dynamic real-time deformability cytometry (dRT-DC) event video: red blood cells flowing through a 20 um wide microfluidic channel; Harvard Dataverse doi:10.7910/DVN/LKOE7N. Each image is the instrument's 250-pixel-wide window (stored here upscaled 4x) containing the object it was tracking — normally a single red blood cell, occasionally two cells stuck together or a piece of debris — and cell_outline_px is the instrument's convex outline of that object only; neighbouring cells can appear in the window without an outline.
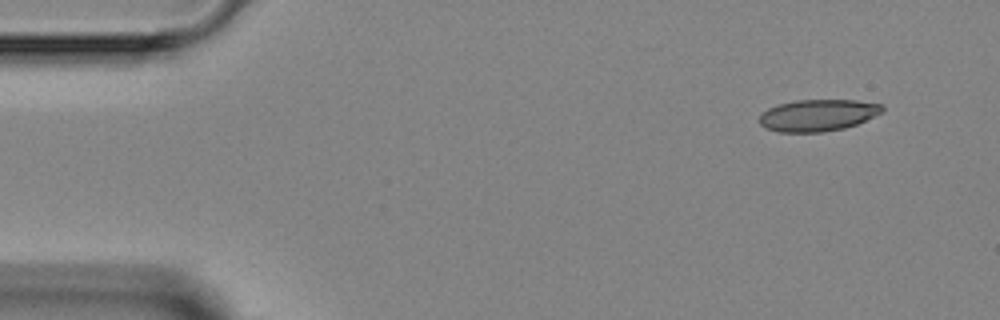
{"species": "Egyptian fruit bat (a non-hibernating species)", "species_latin": "Rousettus aegyptiacus", "temperature_condition": "room temperature", "stored_images_in_passage": 4, "camera_frame_rate_fps": 3000, "um_per_image_px": 0.085, "animal": {"sex": "female"}, "frame": {"image": 1, "passage_image": 1, "time_ms": 0.0, "image_size_px": [1000, 320], "cell_outline_px": [[884, 112], [856, 124], [844, 128], [824, 132], [776, 132], [764, 128], [760, 124], [760, 116], [768, 108], [776, 104], [796, 100], [856, 100], [884, 104]], "centroid_in_image_um": [69.53, 9.79], "position_along_channel_um": 15.5, "area_um2": 22.95}}
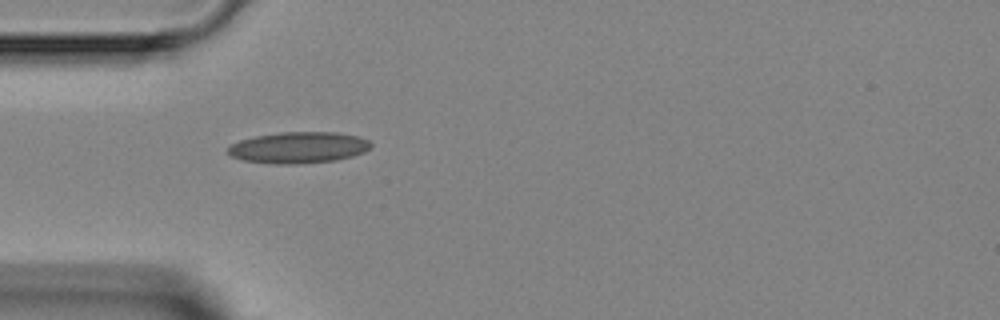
{"frame": {"image": 2, "passage_image": 4, "time_ms": 3.333, "image_size_px": [1000, 320], "cell_outline_px": [[372, 144], [364, 152], [352, 156], [336, 160], [296, 164], [276, 164], [240, 160], [232, 156], [228, 152], [228, 148], [232, 144], [240, 140], [256, 136], [280, 132], [336, 132], [360, 136], [368, 140]], "centroid_in_image_um": [25.38, 12.54], "position_along_channel_um": 59.6, "area_um2": 26.07}}